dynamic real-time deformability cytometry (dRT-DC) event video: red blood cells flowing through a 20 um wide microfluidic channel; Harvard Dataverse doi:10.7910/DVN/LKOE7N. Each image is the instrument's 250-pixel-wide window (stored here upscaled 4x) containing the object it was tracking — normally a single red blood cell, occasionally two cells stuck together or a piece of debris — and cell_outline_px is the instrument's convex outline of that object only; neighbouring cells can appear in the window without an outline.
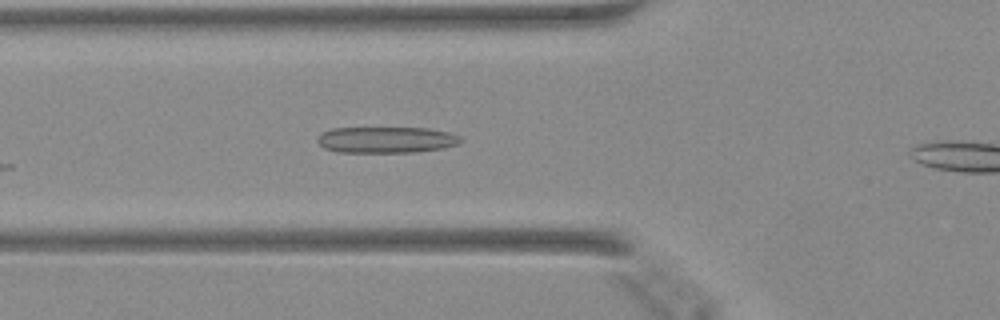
{"species": "Egyptian fruit bat (a non-hibernating species)", "species_latin": "Rousettus aegyptiacus", "temperature_condition": "warm", "stored_images_in_passage": 11, "camera_frame_rate_fps": 3000, "um_per_image_px": 0.085, "animal": {"sex": "female"}, "frame": {"image": 1, "passage_image": 4, "time_ms": 1.0, "image_size_px": [1000, 320], "cell_outline_px": [[464, 140], [456, 144], [444, 148], [416, 152], [336, 152], [324, 148], [316, 140], [320, 132], [332, 128], [428, 128], [448, 132], [460, 136]], "centroid_in_image_um": [32.81, 11.88], "position_along_channel_um": 93.0, "area_um2": 22.02}}
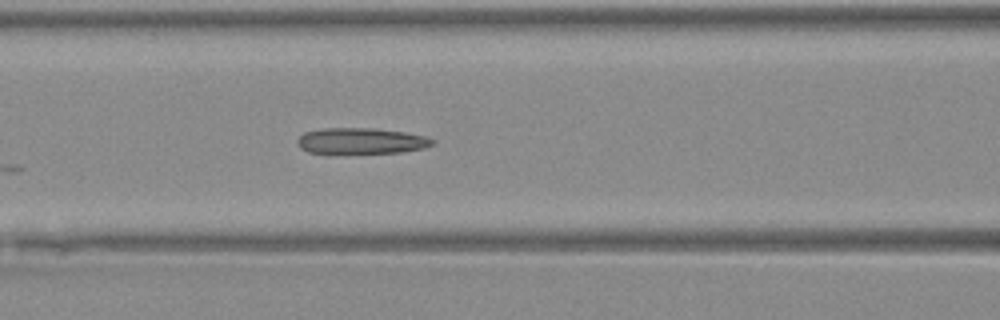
{"frame": {"image": 2, "passage_image": 7, "time_ms": 2.0, "image_size_px": [1000, 320], "cell_outline_px": [[436, 144], [424, 148], [400, 152], [328, 156], [308, 152], [300, 148], [296, 144], [296, 140], [304, 132], [324, 128], [376, 128], [404, 132], [424, 136], [436, 140]], "centroid_in_image_um": [30.63, 12.02], "position_along_channel_um": 136.0, "area_um2": 21.56}}
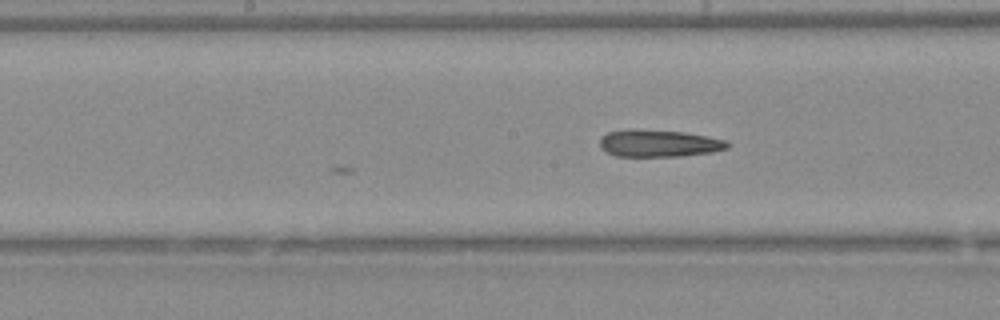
{"frame": {"image": 3, "passage_image": 11, "time_ms": 3.333, "image_size_px": [1000, 320], "cell_outline_px": [[732, 144], [728, 148], [712, 152], [680, 156], [616, 156], [600, 148], [600, 136], [608, 132], [628, 128], [632, 128], [684, 132], [724, 140]], "centroid_in_image_um": [55.96, 12.17], "position_along_channel_um": 192.2, "area_um2": 20.29}}